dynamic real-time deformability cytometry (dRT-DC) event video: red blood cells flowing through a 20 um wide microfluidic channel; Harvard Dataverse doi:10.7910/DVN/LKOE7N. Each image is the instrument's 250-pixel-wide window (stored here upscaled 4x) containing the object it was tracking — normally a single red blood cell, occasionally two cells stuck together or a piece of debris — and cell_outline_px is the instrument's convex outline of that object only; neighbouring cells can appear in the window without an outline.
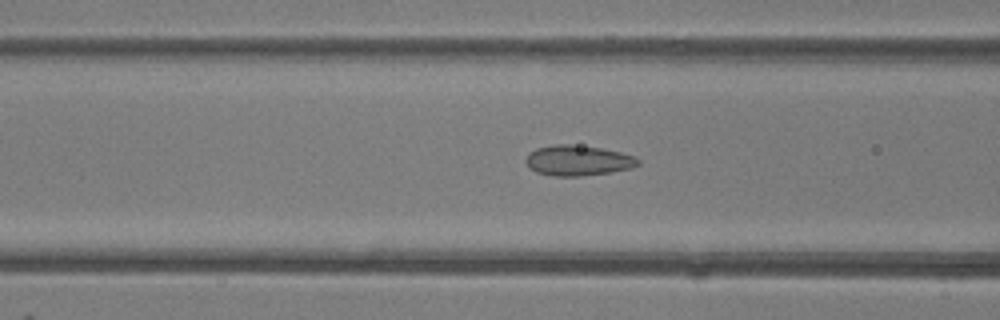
{"species": "common noctule bat (a hibernating species)", "species_latin": "Nyctalus noctula", "temperature_condition": "room temperature", "stored_images_in_passage": 48, "camera_frame_rate_fps": 3000, "um_per_image_px": 0.085, "animal": {"sex": "female"}, "frame": {"image": 1, "passage_image": 19, "time_ms": 6.0, "image_size_px": [1000, 320], "cell_outline_px": [[640, 164], [632, 168], [612, 172], [580, 176], [552, 176], [536, 172], [528, 168], [524, 160], [528, 152], [536, 148], [552, 144], [572, 144], [600, 148], [620, 152], [632, 156], [640, 160]], "centroid_in_image_um": [49.07, 13.64], "position_along_channel_um": 117.5, "area_um2": 20.11}}
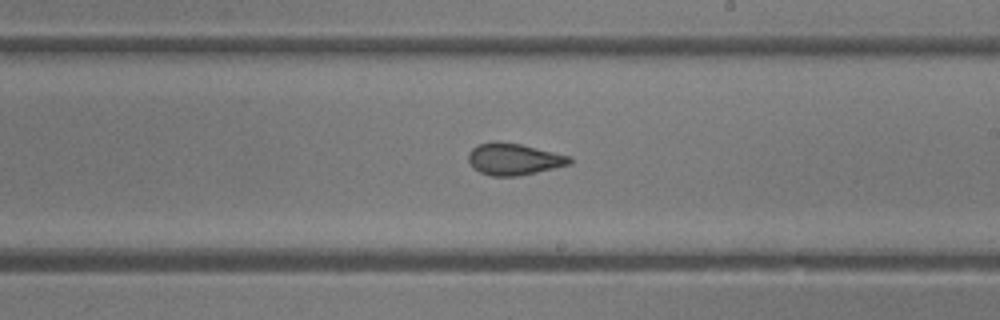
{"frame": {"image": 2, "passage_image": 28, "time_ms": 9.0, "image_size_px": [1000, 320], "cell_outline_px": [[572, 164], [536, 172], [516, 176], [488, 176], [472, 168], [468, 160], [468, 152], [476, 144], [496, 140], [500, 140], [520, 144], [572, 156]], "centroid_in_image_um": [43.65, 13.51], "position_along_channel_um": 245.4, "area_um2": 19.07}}
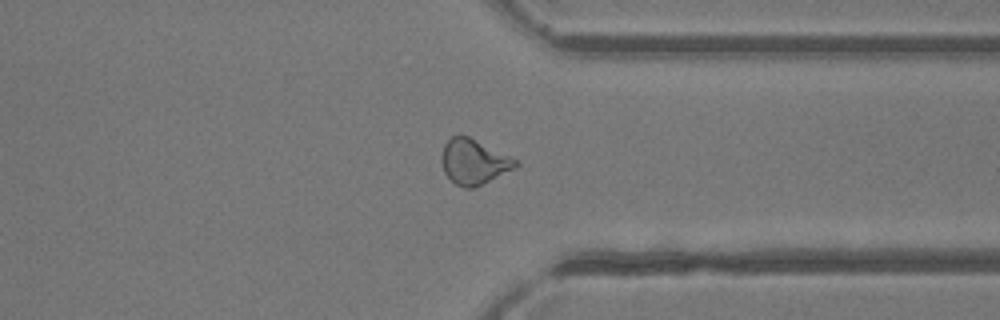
{"frame": {"image": 3, "passage_image": 37, "time_ms": 12.0, "image_size_px": [1000, 320], "cell_outline_px": [[520, 164], [516, 168], [476, 188], [464, 188], [456, 184], [444, 172], [444, 144], [452, 136], [468, 136], [520, 160]], "centroid_in_image_um": [40.37, 13.77], "position_along_channel_um": 371.0, "area_um2": 19.31}, "authors_computed_cell_mechanics": {"area_um2": 19.9121, "velocity_mm_per_s": 4.2658, "shape_relaxation_time_tau1_ms": null, "shape_relaxation_time_tau2_ms": 1.0119, "deformation_change_tau1": null, "deformation_change_tau2": 0.0855}}